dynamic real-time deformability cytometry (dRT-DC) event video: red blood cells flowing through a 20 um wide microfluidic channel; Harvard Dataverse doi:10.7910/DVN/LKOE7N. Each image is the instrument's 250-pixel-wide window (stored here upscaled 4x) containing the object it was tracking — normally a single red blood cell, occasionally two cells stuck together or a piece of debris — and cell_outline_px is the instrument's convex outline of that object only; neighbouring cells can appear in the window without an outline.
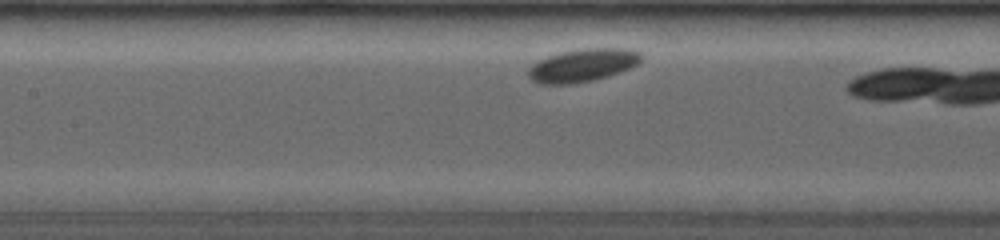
{"species": "common noctule bat (a hibernating species)", "species_latin": "Nyctalus noctula", "temperature_condition": "room temperature", "stored_images_in_passage": 23, "camera_frame_rate_fps": 4000, "um_per_image_px": 0.085, "animal": {"sex": "female", "body_mass_g": 19.0, "forearm_length_mm": 53.3}, "frame": {"image": 1, "passage_image": 16, "time_ms": 2.5, "image_size_px": [1000, 240], "cell_outline_px": [[644, 56], [636, 64], [620, 72], [608, 76], [592, 80], [572, 84], [536, 84], [528, 76], [528, 68], [532, 64], [548, 56], [560, 52], [580, 48], [628, 48], [640, 52]], "centroid_in_image_um": [49.51, 5.54], "position_along_channel_um": 157.9, "area_um2": 21.79}}